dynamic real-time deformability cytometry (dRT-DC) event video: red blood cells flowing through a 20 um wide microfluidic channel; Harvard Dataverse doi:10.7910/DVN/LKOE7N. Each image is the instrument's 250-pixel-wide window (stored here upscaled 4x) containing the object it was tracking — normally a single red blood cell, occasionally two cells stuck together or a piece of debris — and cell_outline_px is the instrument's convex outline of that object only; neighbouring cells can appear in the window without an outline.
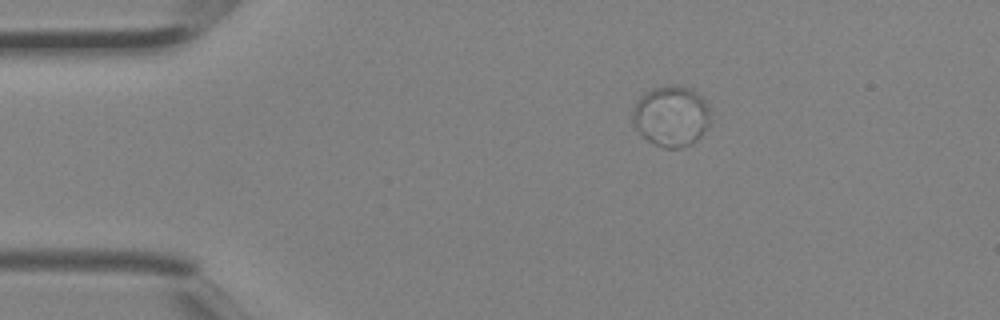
{"species": "Egyptian fruit bat (a non-hibernating species)", "species_latin": "Rousettus aegyptiacus", "temperature_condition": "room temperature", "stored_images_in_passage": 2, "camera_frame_rate_fps": 3000, "um_per_image_px": 0.085, "animal": {"sex": "female"}, "frame": {"image": 1, "passage_image": 1, "time_ms": 0.0, "image_size_px": [1000, 320], "cell_outline_px": [[708, 124], [700, 136], [692, 144], [680, 148], [664, 148], [648, 140], [636, 128], [632, 120], [632, 112], [640, 96], [652, 88], [672, 84], [692, 88], [708, 104]], "centroid_in_image_um": [57.04, 9.85], "position_along_channel_um": 28.0, "area_um2": 27.28}}